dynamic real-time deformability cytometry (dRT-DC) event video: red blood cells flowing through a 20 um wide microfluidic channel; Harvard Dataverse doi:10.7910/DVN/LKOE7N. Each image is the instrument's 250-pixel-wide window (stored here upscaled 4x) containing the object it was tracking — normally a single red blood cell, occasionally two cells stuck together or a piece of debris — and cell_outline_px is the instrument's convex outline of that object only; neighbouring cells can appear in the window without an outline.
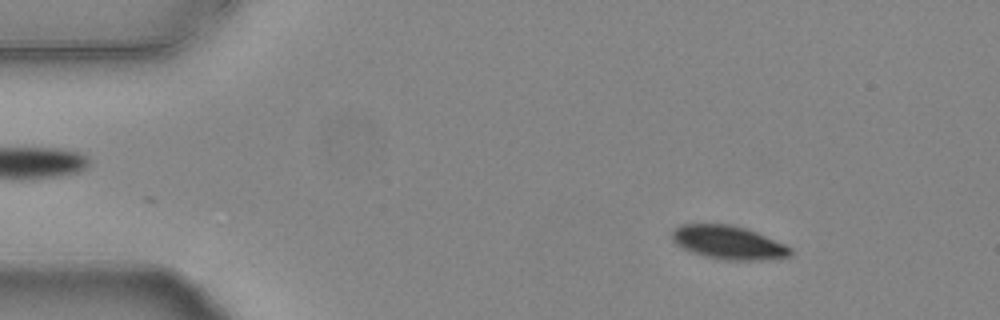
{"species": "common noctule bat (a hibernating species)", "species_latin": "Nyctalus noctula", "temperature_condition": "warm", "stored_images_in_passage": 11, "camera_frame_rate_fps": 3000, "um_per_image_px": 0.085, "animal": {"sex": "female", "body_mass_g": 24.6, "forearm_length_mm": 56.2}, "frame": {"image": 1, "passage_image": 3, "time_ms": 0.667, "image_size_px": [1000, 320], "cell_outline_px": [[792, 256], [764, 260], [724, 260], [704, 256], [692, 252], [676, 244], [672, 240], [672, 232], [680, 224], [732, 224], [748, 228], [784, 244], [792, 248]], "centroid_in_image_um": [61.94, 20.61], "position_along_channel_um": 23.1, "area_um2": 23.24}}